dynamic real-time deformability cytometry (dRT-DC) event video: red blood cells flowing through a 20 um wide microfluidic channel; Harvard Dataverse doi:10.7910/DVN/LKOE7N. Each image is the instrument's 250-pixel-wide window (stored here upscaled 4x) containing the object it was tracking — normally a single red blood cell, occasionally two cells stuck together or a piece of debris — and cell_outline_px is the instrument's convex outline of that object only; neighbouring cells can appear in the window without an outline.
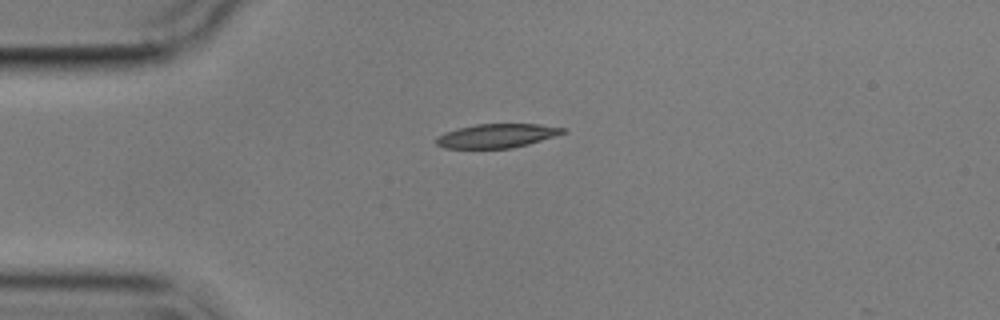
{"species": "common noctule bat (a hibernating species)", "species_latin": "Nyctalus noctula", "temperature_condition": "cold", "stored_images_in_passage": 12, "camera_frame_rate_fps": 3000, "um_per_image_px": 0.085, "animal": {"sex": "male", "body_mass_g": 17.9}, "frame": {"image": 1, "passage_image": 1, "time_ms": 0.0, "image_size_px": [1000, 320], "cell_outline_px": [[568, 132], [556, 136], [528, 144], [512, 148], [444, 148], [436, 144], [436, 136], [444, 132], [456, 128], [476, 124], [540, 124], [564, 128]], "centroid_in_image_um": [42.22, 11.54], "position_along_channel_um": 42.8, "area_um2": 17.8}}
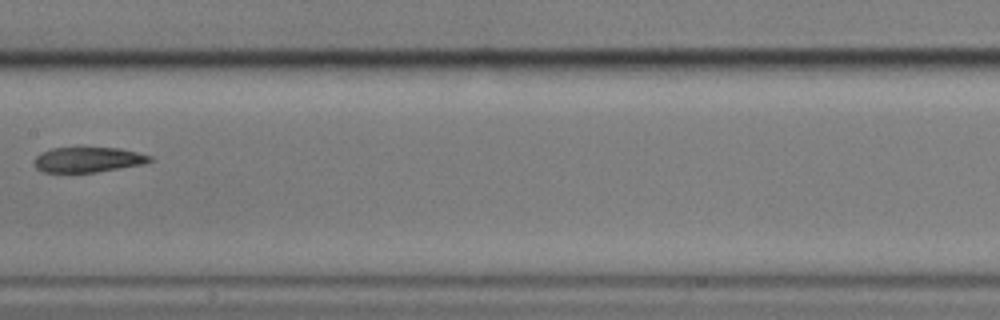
{"frame": {"image": 2, "passage_image": 5, "time_ms": 5.0, "image_size_px": [1000, 320], "cell_outline_px": [[152, 160], [144, 164], [96, 172], [44, 172], [36, 168], [36, 156], [40, 152], [52, 148], [120, 148], [152, 156]], "centroid_in_image_um": [7.5, 13.57], "position_along_channel_um": 199.9, "area_um2": 16.76}}
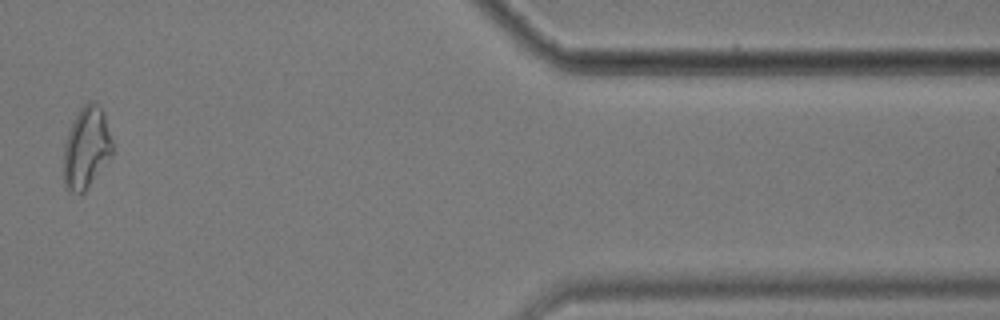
{"frame": {"image": 3, "passage_image": 10, "time_ms": 12.0, "image_size_px": [1000, 320], "cell_outline_px": [[112, 156], [84, 192], [72, 192], [64, 188], [64, 144], [68, 132], [80, 108], [88, 100], [96, 100], [100, 104], [104, 112], [112, 140]], "centroid_in_image_um": [7.36, 12.52], "position_along_channel_um": 404.0, "area_um2": 23.29}}